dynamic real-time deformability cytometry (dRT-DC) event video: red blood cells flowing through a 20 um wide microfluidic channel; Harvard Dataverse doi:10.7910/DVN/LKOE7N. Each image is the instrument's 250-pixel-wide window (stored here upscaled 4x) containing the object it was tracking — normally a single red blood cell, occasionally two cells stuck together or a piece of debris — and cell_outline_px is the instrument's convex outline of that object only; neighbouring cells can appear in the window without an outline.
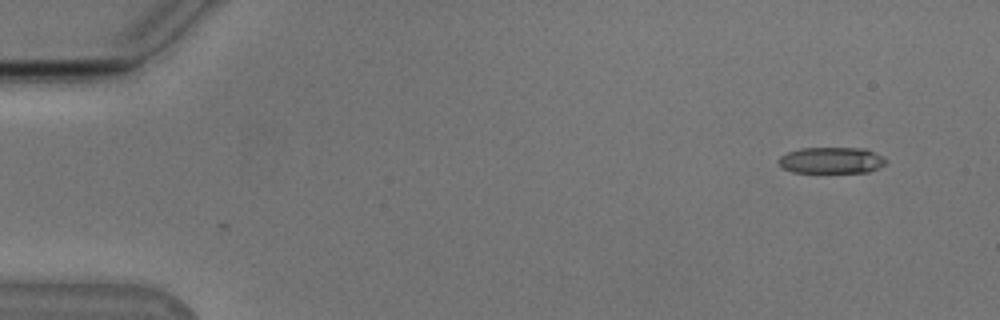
{"species": "Egyptian fruit bat (a non-hibernating species)", "species_latin": "Rousettus aegyptiacus", "temperature_condition": "cold", "stored_images_in_passage": 4, "camera_frame_rate_fps": 3000, "um_per_image_px": 0.085, "animal": {"sex": "male"}, "frame": {"image": 1, "passage_image": 4, "time_ms": 1.0, "image_size_px": [1000, 320], "cell_outline_px": [[884, 164], [868, 172], [792, 172], [784, 168], [780, 164], [780, 156], [788, 152], [800, 148], [864, 148], [880, 156], [884, 160]], "centroid_in_image_um": [70.62, 13.62], "position_along_channel_um": 14.4, "area_um2": 16.01}}